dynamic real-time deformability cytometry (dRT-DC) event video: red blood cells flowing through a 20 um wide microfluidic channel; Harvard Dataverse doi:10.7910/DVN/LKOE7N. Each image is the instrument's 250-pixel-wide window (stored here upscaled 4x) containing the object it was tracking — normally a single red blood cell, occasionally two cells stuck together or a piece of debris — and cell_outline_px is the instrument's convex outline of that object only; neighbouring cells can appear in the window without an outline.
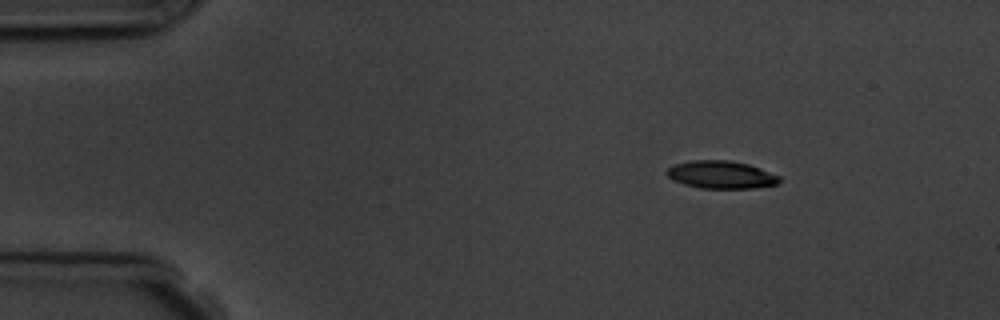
{"species": "common noctule bat (a hibernating species)", "species_latin": "Nyctalus noctula", "temperature_condition": "room temperature", "stored_images_in_passage": 4, "camera_frame_rate_fps": 3000, "um_per_image_px": 0.085, "animal": {"sex": "male", "body_mass_g": 19.5, "forearm_length_mm": 54.6}, "frame": {"image": 1, "passage_image": 1, "time_ms": 0.0, "image_size_px": [1000, 320], "cell_outline_px": [[780, 180], [776, 184], [752, 188], [700, 188], [684, 184], [672, 180], [664, 172], [668, 168], [676, 164], [692, 160], [728, 160], [748, 164], [760, 168], [780, 176]], "centroid_in_image_um": [61.27, 14.85], "position_along_channel_um": 23.7, "area_um2": 18.09}}
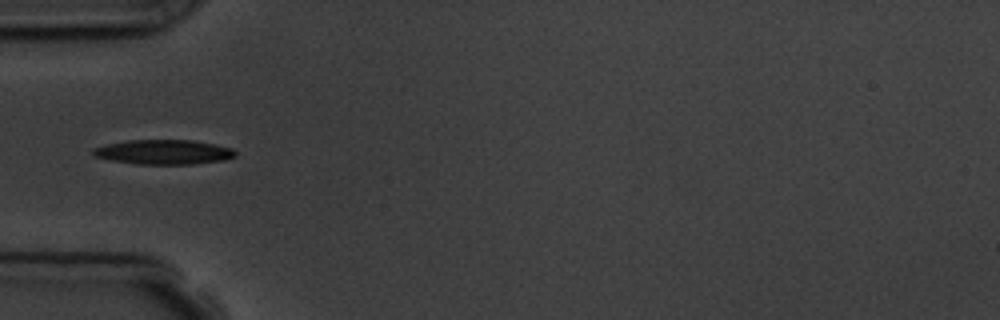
{"frame": {"image": 2, "passage_image": 4, "time_ms": 3.333, "image_size_px": [1000, 320], "cell_outline_px": [[236, 156], [224, 160], [192, 164], [136, 164], [112, 160], [92, 156], [92, 148], [108, 144], [128, 140], [192, 140], [216, 144], [232, 148], [236, 152]], "centroid_in_image_um": [13.92, 12.92], "position_along_channel_um": 71.1, "area_um2": 20.46}}